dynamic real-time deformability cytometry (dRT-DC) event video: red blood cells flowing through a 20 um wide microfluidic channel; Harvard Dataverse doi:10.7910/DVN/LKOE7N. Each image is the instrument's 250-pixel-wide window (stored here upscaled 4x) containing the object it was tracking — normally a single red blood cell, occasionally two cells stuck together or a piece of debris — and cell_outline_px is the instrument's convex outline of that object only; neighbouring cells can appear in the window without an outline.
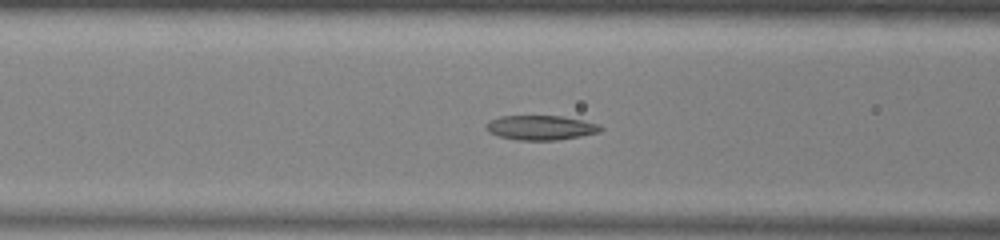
{"species": "common noctule bat (a hibernating species)", "species_latin": "Nyctalus noctula", "temperature_condition": "warm", "stored_images_in_passage": 50, "camera_frame_rate_fps": 3000, "um_per_image_px": 0.085, "animal": {"sex": "male", "body_mass_g": 13.0, "forearm_length_mm": 53.1}, "frame": {"image": 1, "passage_image": 19, "time_ms": 6.0, "image_size_px": [1000, 240], "cell_outline_px": [[604, 128], [600, 132], [580, 136], [556, 140], [516, 140], [500, 136], [488, 132], [484, 128], [484, 124], [488, 120], [500, 116], [560, 116], [584, 120], [600, 124]], "centroid_in_image_um": [45.94, 10.84], "position_along_channel_um": 120.7, "area_um2": 16.59}}
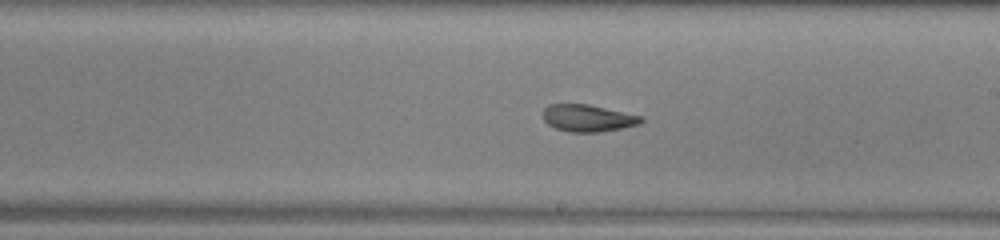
{"frame": {"image": 2, "passage_image": 28, "time_ms": 9.0, "image_size_px": [1000, 240], "cell_outline_px": [[644, 120], [640, 124], [620, 128], [596, 132], [568, 132], [556, 128], [548, 124], [544, 120], [544, 108], [548, 104], [588, 104], [644, 116]], "centroid_in_image_um": [49.99, 10.03], "position_along_channel_um": 239.0, "area_um2": 15.43}}
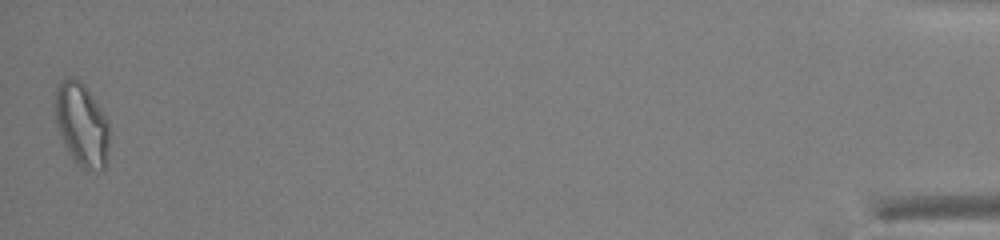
{"frame": {"image": 3, "passage_image": 50, "time_ms": 16.333, "image_size_px": [1000, 240], "cell_outline_px": [[108, 160], [104, 172], [88, 172], [68, 152], [56, 124], [56, 88], [60, 80], [68, 76], [72, 76], [80, 80], [84, 84], [96, 100], [108, 120]], "centroid_in_image_um": [6.98, 10.6], "position_along_channel_um": 428.2, "area_um2": 26.53}, "authors_computed_cell_mechanics": {"area_um2": 17.6001, "velocity_mm_per_s": 3.9617, "shape_relaxation_time_tau1_ms": 10.1602, "shape_relaxation_time_tau2_ms": 2.8945, "deformation_change_tau1": 0.2391, "deformation_change_tau2": 0.0972}}